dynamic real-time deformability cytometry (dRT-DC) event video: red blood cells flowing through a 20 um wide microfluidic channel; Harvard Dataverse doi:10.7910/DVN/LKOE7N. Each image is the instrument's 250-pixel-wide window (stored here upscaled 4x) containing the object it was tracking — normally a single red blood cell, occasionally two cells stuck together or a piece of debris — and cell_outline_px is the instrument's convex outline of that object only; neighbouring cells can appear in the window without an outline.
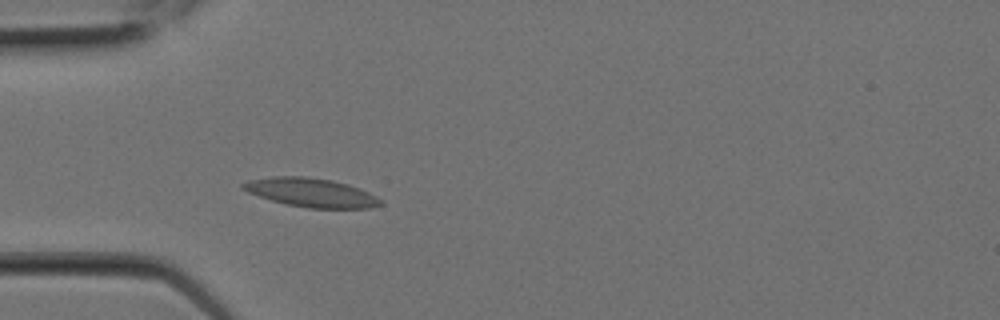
{"species": "Egyptian fruit bat (a non-hibernating species)", "species_latin": "Rousettus aegyptiacus", "temperature_condition": "room temperature", "stored_images_in_passage": 3, "camera_frame_rate_fps": 3000, "um_per_image_px": 0.085, "animal": {"sex": "female"}, "frame": {"image": 1, "passage_image": 3, "time_ms": 0.667, "image_size_px": [1000, 320], "cell_outline_px": [[384, 204], [368, 208], [308, 208], [288, 204], [272, 200], [248, 192], [240, 188], [240, 184], [248, 180], [272, 176], [308, 176], [332, 180], [348, 184], [360, 188], [384, 200]], "centroid_in_image_um": [26.47, 16.36], "position_along_channel_um": 58.5, "area_um2": 23.24}}